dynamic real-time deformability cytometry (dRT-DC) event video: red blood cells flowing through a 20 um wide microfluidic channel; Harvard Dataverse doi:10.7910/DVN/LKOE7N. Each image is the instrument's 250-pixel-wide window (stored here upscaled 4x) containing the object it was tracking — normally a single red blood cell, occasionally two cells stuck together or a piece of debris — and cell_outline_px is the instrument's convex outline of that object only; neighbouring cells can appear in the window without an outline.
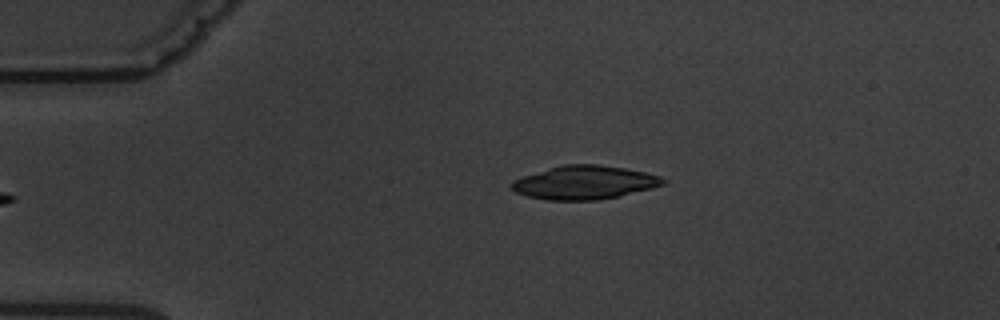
{"species": "common noctule bat (a hibernating species)", "species_latin": "Nyctalus noctula", "temperature_condition": "warm", "stored_images_in_passage": 5, "segment_of_instrument_passage": [2, 2], "camera_frame_rate_fps": 3000, "um_per_image_px": 0.085, "animal": {"sex": "male", "body_mass_g": 19.5, "forearm_length_mm": 54.6}, "frame": {"image": 1, "passage_image": 5, "time_ms": 5.667, "image_size_px": [1000, 320], "cell_outline_px": [[668, 180], [664, 184], [652, 188], [620, 196], [600, 200], [548, 200], [528, 196], [516, 192], [512, 188], [512, 180], [548, 168], [564, 164], [600, 164], [624, 168], [644, 172], [660, 176]], "centroid_in_image_um": [49.71, 15.51], "position_along_channel_um": 35.3, "area_um2": 29.59}}